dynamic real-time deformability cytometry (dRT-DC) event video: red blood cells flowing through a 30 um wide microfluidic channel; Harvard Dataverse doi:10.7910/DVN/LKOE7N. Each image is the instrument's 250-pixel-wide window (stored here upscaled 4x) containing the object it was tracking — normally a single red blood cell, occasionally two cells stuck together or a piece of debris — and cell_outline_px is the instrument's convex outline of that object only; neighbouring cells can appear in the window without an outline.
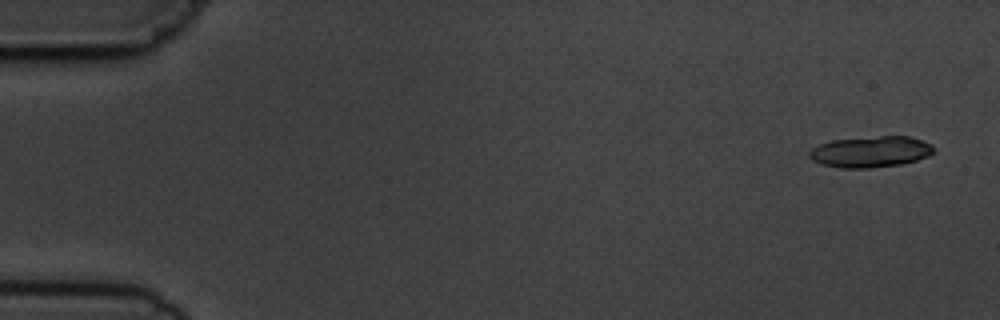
{"species": "common noctule bat (a hibernating species)", "species_latin": "Nyctalus noctula", "temperature_condition": "cold", "stored_images_in_passage": 5, "camera_frame_rate_fps": 3000, "um_per_image_px": 0.085, "animal": {"sex": "male", "body_mass_g": 19.5, "forearm_length_mm": 54.6}, "frame": {"image": 1, "passage_image": 1, "time_ms": 0.0, "image_size_px": [1000, 320], "cell_outline_px": [[936, 148], [928, 156], [916, 160], [900, 164], [868, 168], [840, 168], [820, 164], [812, 160], [808, 156], [808, 152], [812, 148], [820, 144], [832, 140], [880, 136], [908, 136], [932, 144]], "centroid_in_image_um": [73.98, 12.9], "position_along_channel_um": 11.0, "area_um2": 22.54}}
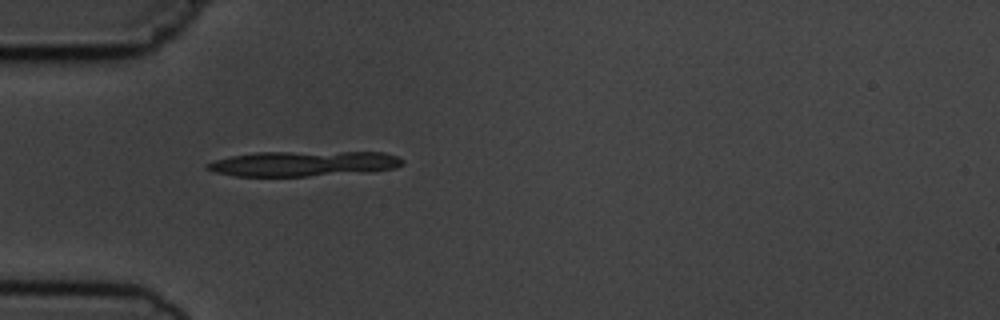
{"frame": {"image": 2, "passage_image": 5, "time_ms": 4.667, "image_size_px": [1000, 320], "cell_outline_px": [[404, 164], [396, 168], [308, 176], [236, 176], [216, 172], [204, 168], [204, 164], [216, 160], [232, 156], [256, 152], [384, 152], [396, 156], [404, 160]], "centroid_in_image_um": [25.75, 13.9], "position_along_channel_um": 59.3, "area_um2": 28.32}}